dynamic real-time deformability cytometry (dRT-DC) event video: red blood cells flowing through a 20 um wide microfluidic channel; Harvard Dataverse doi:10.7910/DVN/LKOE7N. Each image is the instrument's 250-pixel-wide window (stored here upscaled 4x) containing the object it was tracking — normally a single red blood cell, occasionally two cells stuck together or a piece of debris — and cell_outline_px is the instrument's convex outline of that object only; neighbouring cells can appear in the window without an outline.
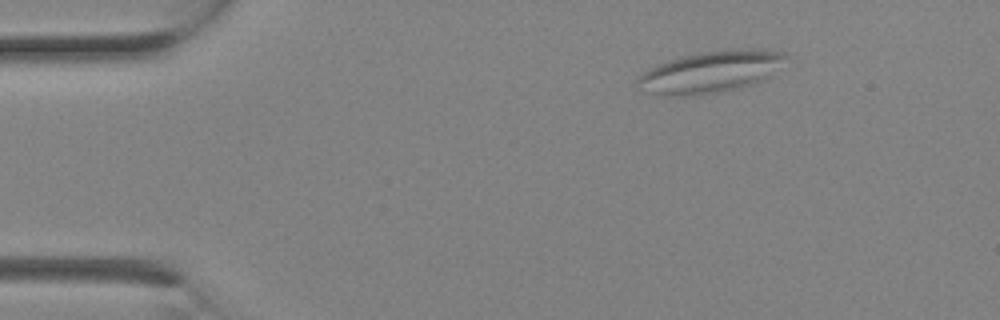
{"species": "Egyptian fruit bat (a non-hibernating species)", "species_latin": "Rousettus aegyptiacus", "temperature_condition": "room temperature", "stored_images_in_passage": 3, "camera_frame_rate_fps": 3000, "um_per_image_px": 0.085, "animal": {"sex": "female"}, "frame": {"image": 1, "passage_image": 1, "time_ms": 0.0, "image_size_px": [1000, 320], "cell_outline_px": [[784, 56], [768, 76], [764, 80], [756, 84], [740, 88], [720, 92], [696, 96], [664, 96], [636, 88], [636, 80], [644, 72], [668, 60], [700, 52], [740, 48], [756, 48], [784, 52]], "centroid_in_image_um": [60.35, 6.13], "position_along_channel_um": 24.7, "area_um2": 35.78}}